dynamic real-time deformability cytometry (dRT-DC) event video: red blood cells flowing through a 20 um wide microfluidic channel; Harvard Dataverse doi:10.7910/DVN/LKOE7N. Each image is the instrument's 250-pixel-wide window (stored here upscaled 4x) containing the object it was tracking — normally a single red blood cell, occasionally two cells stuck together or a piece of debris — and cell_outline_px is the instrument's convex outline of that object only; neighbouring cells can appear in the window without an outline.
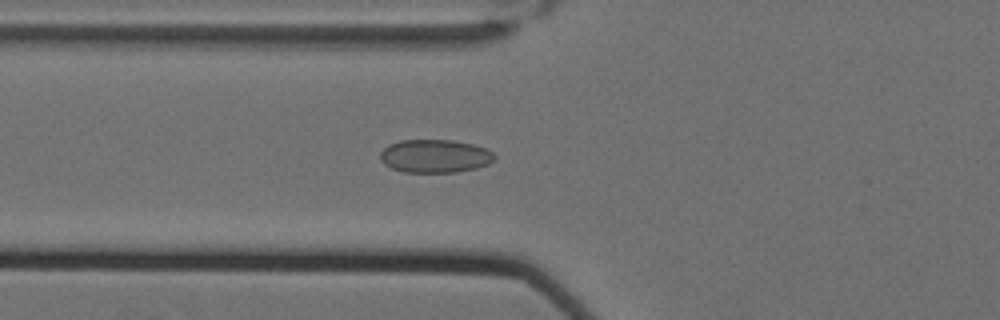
{"species": "Egyptian fruit bat (a non-hibernating species)", "species_latin": "Rousettus aegyptiacus", "temperature_condition": "cold", "stored_images_in_passage": 32, "camera_frame_rate_fps": 3000, "um_per_image_px": 0.085, "animal": {"sex": "female"}, "frame": {"image": 1, "passage_image": 10, "time_ms": 3.0, "image_size_px": [1000, 320], "cell_outline_px": [[496, 156], [488, 164], [476, 168], [456, 172], [404, 172], [392, 168], [384, 164], [380, 160], [380, 152], [388, 144], [400, 140], [452, 140], [472, 144], [484, 148], [492, 152]], "centroid_in_image_um": [36.94, 13.26], "position_along_channel_um": 88.9, "area_um2": 22.08}}
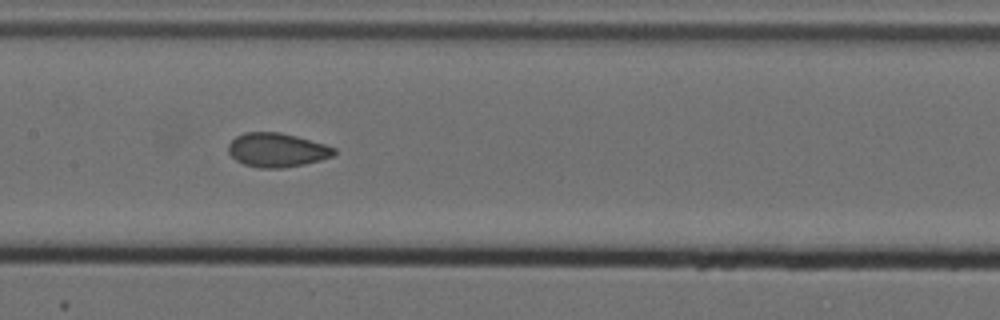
{"frame": {"image": 2, "passage_image": 18, "time_ms": 5.667, "image_size_px": [1000, 320], "cell_outline_px": [[336, 152], [332, 156], [320, 160], [304, 164], [284, 168], [260, 168], [244, 164], [236, 160], [228, 152], [228, 144], [236, 136], [244, 132], [280, 132], [296, 136], [324, 144], [336, 148]], "centroid_in_image_um": [23.53, 12.75], "position_along_channel_um": 183.9, "area_um2": 20.92}}
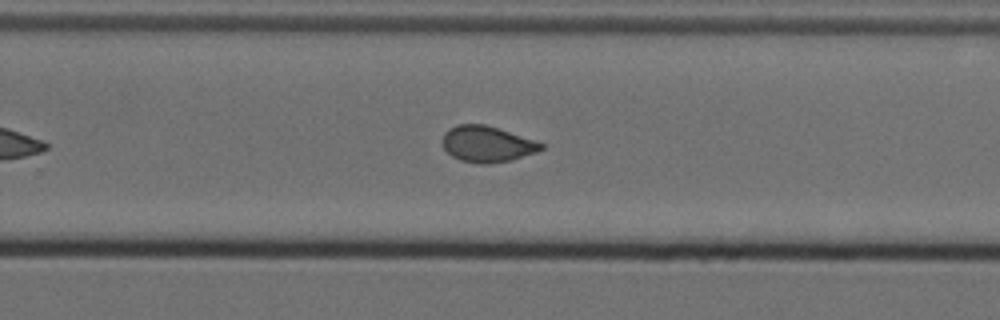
{"frame": {"image": 3, "passage_image": 27, "time_ms": 8.667, "image_size_px": [1000, 320], "cell_outline_px": [[544, 148], [536, 152], [512, 160], [488, 164], [480, 164], [460, 160], [452, 156], [444, 148], [440, 140], [444, 132], [448, 128], [456, 124], [484, 124], [544, 144]], "centroid_in_image_um": [41.33, 12.25], "position_along_channel_um": 288.5, "area_um2": 20.63}}